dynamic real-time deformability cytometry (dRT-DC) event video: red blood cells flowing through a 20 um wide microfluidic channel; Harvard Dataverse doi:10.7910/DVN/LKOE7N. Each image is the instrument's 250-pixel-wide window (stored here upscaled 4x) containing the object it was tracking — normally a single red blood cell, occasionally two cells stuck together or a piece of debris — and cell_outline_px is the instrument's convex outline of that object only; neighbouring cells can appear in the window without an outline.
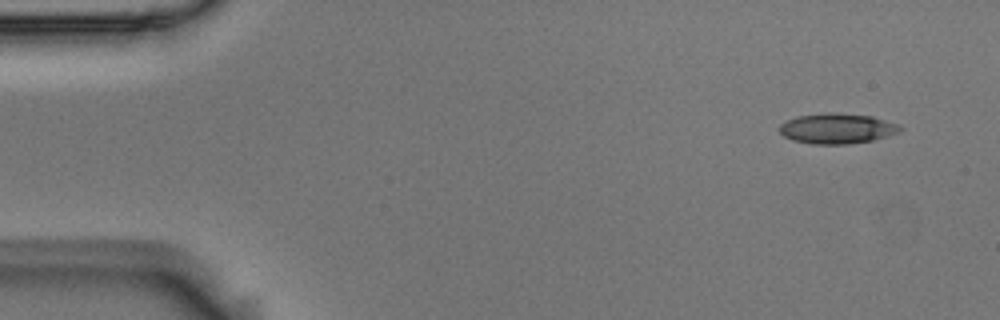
{"species": "Egyptian fruit bat (a non-hibernating species)", "species_latin": "Rousettus aegyptiacus", "temperature_condition": "room temperature", "stored_images_in_passage": 51, "camera_frame_rate_fps": 3000, "um_per_image_px": 0.085, "animal": {"sex": "male"}, "frame": {"image": 1, "passage_image": 1, "time_ms": 0.0, "image_size_px": [1000, 320], "cell_outline_px": [[904, 128], [900, 132], [888, 136], [872, 140], [848, 144], [812, 144], [792, 140], [784, 136], [780, 132], [780, 124], [796, 116], [824, 112], [832, 112], [872, 116], [900, 124]], "centroid_in_image_um": [71.18, 10.91], "position_along_channel_um": 13.8, "area_um2": 21.5}}
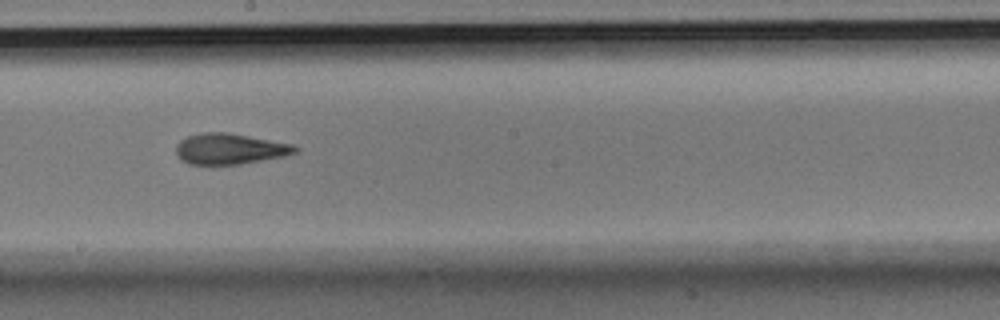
{"frame": {"image": 2, "passage_image": 27, "time_ms": 8.667, "image_size_px": [1000, 320], "cell_outline_px": [[300, 148], [296, 152], [284, 156], [240, 164], [188, 164], [180, 160], [176, 152], [176, 144], [180, 140], [188, 136], [200, 132], [228, 132], [292, 144]], "centroid_in_image_um": [19.5, 12.64], "position_along_channel_um": 228.7, "area_um2": 21.39}}
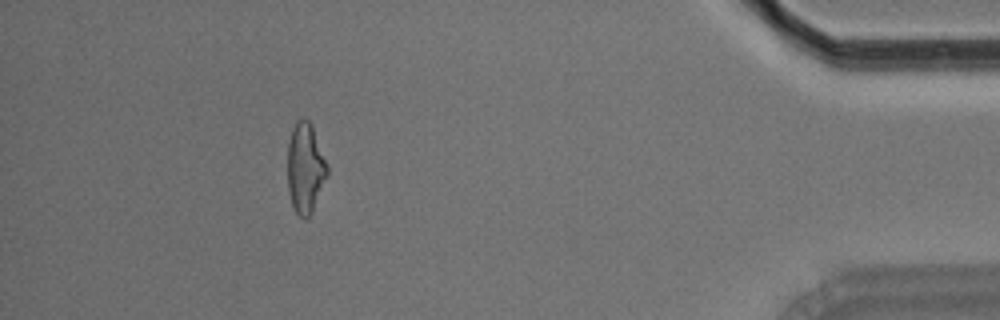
{"frame": {"image": 3, "passage_image": 46, "time_ms": 15.0, "image_size_px": [1000, 320], "cell_outline_px": [[328, 176], [312, 212], [304, 220], [296, 212], [292, 204], [288, 192], [288, 140], [292, 128], [296, 120], [300, 116], [304, 116], [312, 124], [328, 164]], "centroid_in_image_um": [25.96, 14.23], "position_along_channel_um": 409.2, "area_um2": 21.33}, "authors_computed_cell_mechanics": {"area_um2": 21.2126, "velocity_mm_per_s": 3.7142, "shape_relaxation_time_tau1_ms": 7.8431, "shape_relaxation_time_tau2_ms": 1.7495, "deformation_change_tau1": 0.2035, "deformation_change_tau2": 0.1005}}